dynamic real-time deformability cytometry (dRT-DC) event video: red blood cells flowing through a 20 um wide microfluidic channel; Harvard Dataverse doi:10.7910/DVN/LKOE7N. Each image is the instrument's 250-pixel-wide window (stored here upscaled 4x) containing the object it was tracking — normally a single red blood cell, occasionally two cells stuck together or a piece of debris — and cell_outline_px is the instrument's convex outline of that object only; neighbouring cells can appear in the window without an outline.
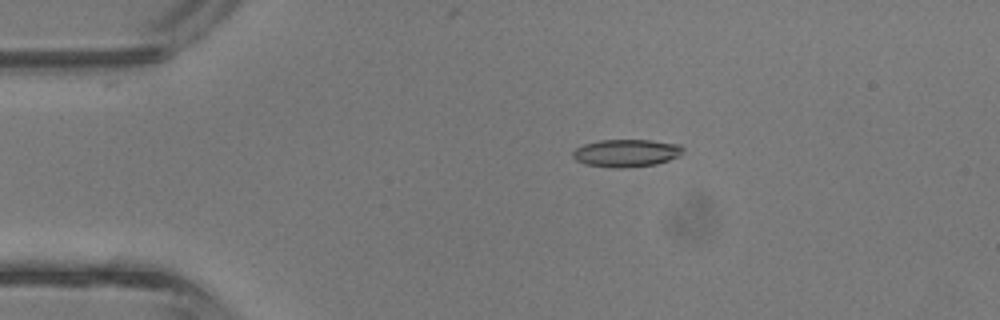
{"species": "common noctule bat (a hibernating species)", "species_latin": "Nyctalus noctula", "temperature_condition": "room temperature", "stored_images_in_passage": 4, "camera_frame_rate_fps": 3000, "um_per_image_px": 0.085, "animal": {"sex": "male", "body_mass_g": 13.3}, "frame": {"image": 1, "passage_image": 3, "time_ms": 0.667, "image_size_px": [1000, 320], "cell_outline_px": [[684, 152], [680, 156], [656, 164], [620, 168], [612, 168], [584, 164], [576, 160], [572, 156], [572, 152], [576, 148], [584, 144], [600, 140], [652, 140], [680, 144], [684, 148]], "centroid_in_image_um": [53.25, 13.0], "position_along_channel_um": 31.7, "area_um2": 17.86}}